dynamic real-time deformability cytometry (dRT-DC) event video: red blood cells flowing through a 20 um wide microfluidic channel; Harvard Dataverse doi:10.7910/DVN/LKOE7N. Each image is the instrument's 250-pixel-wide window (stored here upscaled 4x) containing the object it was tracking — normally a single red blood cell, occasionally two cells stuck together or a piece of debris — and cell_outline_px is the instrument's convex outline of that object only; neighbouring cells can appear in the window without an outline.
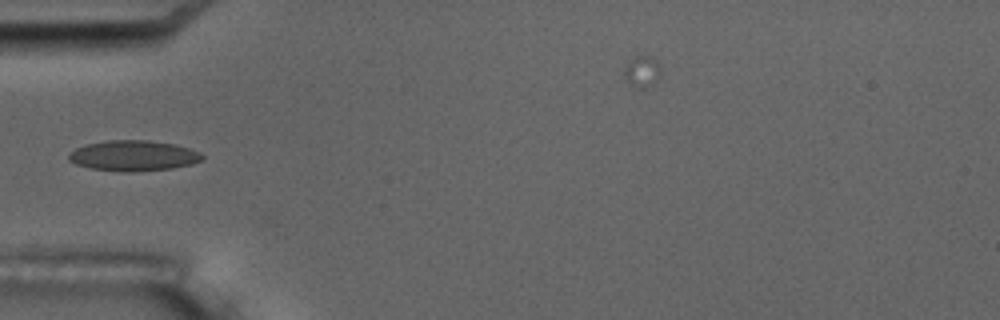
{"species": "common noctule bat (a hibernating species)", "species_latin": "Nyctalus noctula", "temperature_condition": "room temperature", "stored_images_in_passage": 6, "camera_frame_rate_fps": 3000, "um_per_image_px": 0.085, "animal": {"sex": "male", "body_mass_g": 17.5, "forearm_length_mm": 52.3}, "frame": {"image": 1, "passage_image": 6, "time_ms": 5.667, "image_size_px": [1000, 320], "cell_outline_px": [[204, 160], [192, 164], [172, 168], [132, 172], [120, 172], [92, 168], [76, 164], [68, 160], [68, 156], [76, 148], [88, 144], [108, 140], [148, 140], [176, 144], [200, 152], [204, 156]], "centroid_in_image_um": [11.38, 13.24], "position_along_channel_um": 73.6, "area_um2": 23.76}}